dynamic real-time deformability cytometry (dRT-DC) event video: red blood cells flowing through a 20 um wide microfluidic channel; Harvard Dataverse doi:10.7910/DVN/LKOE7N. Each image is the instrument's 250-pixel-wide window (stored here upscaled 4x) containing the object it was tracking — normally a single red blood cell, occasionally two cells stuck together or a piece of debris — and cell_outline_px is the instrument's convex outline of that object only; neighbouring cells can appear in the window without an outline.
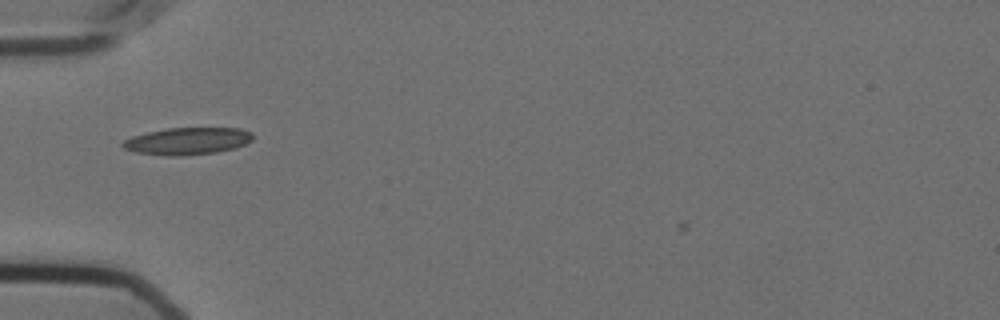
{"species": "Egyptian fruit bat (a non-hibernating species)", "species_latin": "Rousettus aegyptiacus", "temperature_condition": "cold", "stored_images_in_passage": 39, "camera_frame_rate_fps": 3000, "um_per_image_px": 0.085, "animal": {"sex": "female"}, "frame": {"image": 1, "passage_image": 1, "time_ms": 0.0, "image_size_px": [1000, 320], "cell_outline_px": [[252, 140], [244, 144], [232, 148], [216, 152], [180, 156], [164, 156], [136, 152], [124, 148], [120, 144], [124, 140], [132, 136], [148, 132], [168, 128], [240, 128], [252, 132]], "centroid_in_image_um": [15.9, 11.99], "position_along_channel_um": 69.1, "area_um2": 20.46}}
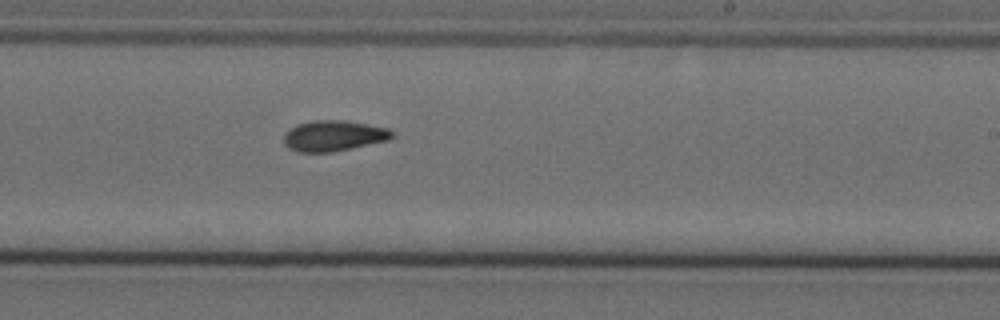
{"frame": {"image": 2, "passage_image": 17, "time_ms": 5.333, "image_size_px": [1000, 320], "cell_outline_px": [[396, 136], [388, 140], [332, 152], [296, 152], [288, 148], [284, 144], [284, 132], [288, 128], [296, 124], [312, 120], [344, 120], [388, 128]], "centroid_in_image_um": [28.31, 11.54], "position_along_channel_um": 260.7, "area_um2": 19.54}}
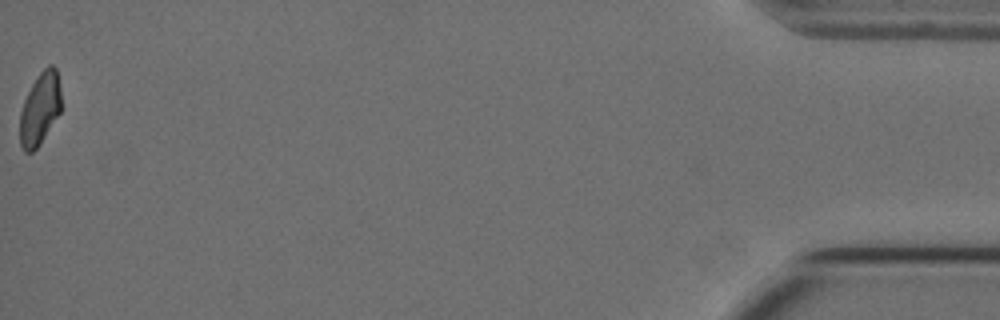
{"frame": {"image": 3, "passage_image": 39, "time_ms": 12.667, "image_size_px": [1000, 320], "cell_outline_px": [[60, 112], [40, 144], [32, 152], [24, 152], [20, 144], [20, 112], [24, 100], [32, 84], [40, 72], [48, 64], [52, 64], [56, 68], [60, 88]], "centroid_in_image_um": [3.39, 9.24], "position_along_channel_um": 431.8, "area_um2": 17.28}, "authors_computed_cell_mechanics": {"area_um2": 18.7272, "velocity_mm_per_s": 3.5981, "shape_relaxation_time_tau1_ms": null, "shape_relaxation_time_tau2_ms": 3.3417, "deformation_change_tau1": null, "deformation_change_tau2": 0.0898}}